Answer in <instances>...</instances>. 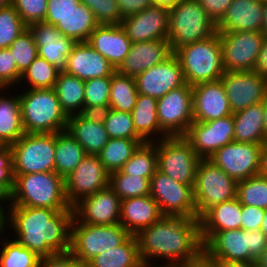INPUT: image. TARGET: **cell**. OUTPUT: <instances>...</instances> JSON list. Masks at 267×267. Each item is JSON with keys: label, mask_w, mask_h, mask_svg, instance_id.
<instances>
[{"label": "cell", "mask_w": 267, "mask_h": 267, "mask_svg": "<svg viewBox=\"0 0 267 267\" xmlns=\"http://www.w3.org/2000/svg\"><path fill=\"white\" fill-rule=\"evenodd\" d=\"M59 73L60 70L56 66L37 56L21 75V80L28 78L31 89H51L54 88Z\"/></svg>", "instance_id": "45"}, {"label": "cell", "mask_w": 267, "mask_h": 267, "mask_svg": "<svg viewBox=\"0 0 267 267\" xmlns=\"http://www.w3.org/2000/svg\"><path fill=\"white\" fill-rule=\"evenodd\" d=\"M86 267H145L139 252L135 235H131L123 244L112 247L93 257Z\"/></svg>", "instance_id": "32"}, {"label": "cell", "mask_w": 267, "mask_h": 267, "mask_svg": "<svg viewBox=\"0 0 267 267\" xmlns=\"http://www.w3.org/2000/svg\"><path fill=\"white\" fill-rule=\"evenodd\" d=\"M111 77L85 81L84 113L98 114L109 108Z\"/></svg>", "instance_id": "43"}, {"label": "cell", "mask_w": 267, "mask_h": 267, "mask_svg": "<svg viewBox=\"0 0 267 267\" xmlns=\"http://www.w3.org/2000/svg\"><path fill=\"white\" fill-rule=\"evenodd\" d=\"M261 144L233 141L207 159L236 182L261 174Z\"/></svg>", "instance_id": "15"}, {"label": "cell", "mask_w": 267, "mask_h": 267, "mask_svg": "<svg viewBox=\"0 0 267 267\" xmlns=\"http://www.w3.org/2000/svg\"><path fill=\"white\" fill-rule=\"evenodd\" d=\"M260 230L265 234V236L267 238V209L265 210L263 220H262V223L260 226Z\"/></svg>", "instance_id": "68"}, {"label": "cell", "mask_w": 267, "mask_h": 267, "mask_svg": "<svg viewBox=\"0 0 267 267\" xmlns=\"http://www.w3.org/2000/svg\"><path fill=\"white\" fill-rule=\"evenodd\" d=\"M253 267H266V266H262L260 265L256 260L253 262Z\"/></svg>", "instance_id": "71"}, {"label": "cell", "mask_w": 267, "mask_h": 267, "mask_svg": "<svg viewBox=\"0 0 267 267\" xmlns=\"http://www.w3.org/2000/svg\"><path fill=\"white\" fill-rule=\"evenodd\" d=\"M174 54L181 63L185 82L190 86L220 80L224 74L218 32L204 40L183 45Z\"/></svg>", "instance_id": "5"}, {"label": "cell", "mask_w": 267, "mask_h": 267, "mask_svg": "<svg viewBox=\"0 0 267 267\" xmlns=\"http://www.w3.org/2000/svg\"><path fill=\"white\" fill-rule=\"evenodd\" d=\"M0 167L13 168V152L10 145L0 144Z\"/></svg>", "instance_id": "59"}, {"label": "cell", "mask_w": 267, "mask_h": 267, "mask_svg": "<svg viewBox=\"0 0 267 267\" xmlns=\"http://www.w3.org/2000/svg\"><path fill=\"white\" fill-rule=\"evenodd\" d=\"M161 130L168 136H184L193 120L192 86L185 83L157 99Z\"/></svg>", "instance_id": "14"}, {"label": "cell", "mask_w": 267, "mask_h": 267, "mask_svg": "<svg viewBox=\"0 0 267 267\" xmlns=\"http://www.w3.org/2000/svg\"><path fill=\"white\" fill-rule=\"evenodd\" d=\"M0 253V267H39L41 258L16 240L4 242Z\"/></svg>", "instance_id": "46"}, {"label": "cell", "mask_w": 267, "mask_h": 267, "mask_svg": "<svg viewBox=\"0 0 267 267\" xmlns=\"http://www.w3.org/2000/svg\"><path fill=\"white\" fill-rule=\"evenodd\" d=\"M139 93L135 79L117 71L111 76L109 108L122 112H132Z\"/></svg>", "instance_id": "39"}, {"label": "cell", "mask_w": 267, "mask_h": 267, "mask_svg": "<svg viewBox=\"0 0 267 267\" xmlns=\"http://www.w3.org/2000/svg\"><path fill=\"white\" fill-rule=\"evenodd\" d=\"M168 32L167 41L174 53L183 45L212 36L217 29L198 0H181L169 9Z\"/></svg>", "instance_id": "6"}, {"label": "cell", "mask_w": 267, "mask_h": 267, "mask_svg": "<svg viewBox=\"0 0 267 267\" xmlns=\"http://www.w3.org/2000/svg\"><path fill=\"white\" fill-rule=\"evenodd\" d=\"M67 202L73 208L82 199L109 185V173L98 155L87 154L64 178Z\"/></svg>", "instance_id": "16"}, {"label": "cell", "mask_w": 267, "mask_h": 267, "mask_svg": "<svg viewBox=\"0 0 267 267\" xmlns=\"http://www.w3.org/2000/svg\"><path fill=\"white\" fill-rule=\"evenodd\" d=\"M233 115L208 122L194 121L183 136L201 159L234 141Z\"/></svg>", "instance_id": "17"}, {"label": "cell", "mask_w": 267, "mask_h": 267, "mask_svg": "<svg viewBox=\"0 0 267 267\" xmlns=\"http://www.w3.org/2000/svg\"><path fill=\"white\" fill-rule=\"evenodd\" d=\"M27 29L37 45L38 56L63 71L67 65V57L77 42L62 35L56 25L45 21L29 24Z\"/></svg>", "instance_id": "22"}, {"label": "cell", "mask_w": 267, "mask_h": 267, "mask_svg": "<svg viewBox=\"0 0 267 267\" xmlns=\"http://www.w3.org/2000/svg\"><path fill=\"white\" fill-rule=\"evenodd\" d=\"M66 130L81 144L86 154L97 155L110 139L99 114L70 115Z\"/></svg>", "instance_id": "28"}, {"label": "cell", "mask_w": 267, "mask_h": 267, "mask_svg": "<svg viewBox=\"0 0 267 267\" xmlns=\"http://www.w3.org/2000/svg\"><path fill=\"white\" fill-rule=\"evenodd\" d=\"M39 267H86L70 252L41 258Z\"/></svg>", "instance_id": "54"}, {"label": "cell", "mask_w": 267, "mask_h": 267, "mask_svg": "<svg viewBox=\"0 0 267 267\" xmlns=\"http://www.w3.org/2000/svg\"><path fill=\"white\" fill-rule=\"evenodd\" d=\"M145 142L134 152L132 157L121 167L126 175H136L151 179L157 171V142Z\"/></svg>", "instance_id": "40"}, {"label": "cell", "mask_w": 267, "mask_h": 267, "mask_svg": "<svg viewBox=\"0 0 267 267\" xmlns=\"http://www.w3.org/2000/svg\"><path fill=\"white\" fill-rule=\"evenodd\" d=\"M9 222L23 247L40 258L70 252L73 210L10 206Z\"/></svg>", "instance_id": "2"}, {"label": "cell", "mask_w": 267, "mask_h": 267, "mask_svg": "<svg viewBox=\"0 0 267 267\" xmlns=\"http://www.w3.org/2000/svg\"><path fill=\"white\" fill-rule=\"evenodd\" d=\"M263 17V0H232L216 29L217 32H263Z\"/></svg>", "instance_id": "27"}, {"label": "cell", "mask_w": 267, "mask_h": 267, "mask_svg": "<svg viewBox=\"0 0 267 267\" xmlns=\"http://www.w3.org/2000/svg\"><path fill=\"white\" fill-rule=\"evenodd\" d=\"M81 144L65 130L55 133L54 165L55 172L65 178L85 157Z\"/></svg>", "instance_id": "33"}, {"label": "cell", "mask_w": 267, "mask_h": 267, "mask_svg": "<svg viewBox=\"0 0 267 267\" xmlns=\"http://www.w3.org/2000/svg\"><path fill=\"white\" fill-rule=\"evenodd\" d=\"M242 204L237 198L209 208L200 218L203 245L217 232L240 229Z\"/></svg>", "instance_id": "30"}, {"label": "cell", "mask_w": 267, "mask_h": 267, "mask_svg": "<svg viewBox=\"0 0 267 267\" xmlns=\"http://www.w3.org/2000/svg\"><path fill=\"white\" fill-rule=\"evenodd\" d=\"M263 108H264V127H265V135L267 138V91L264 97V100L262 101Z\"/></svg>", "instance_id": "65"}, {"label": "cell", "mask_w": 267, "mask_h": 267, "mask_svg": "<svg viewBox=\"0 0 267 267\" xmlns=\"http://www.w3.org/2000/svg\"><path fill=\"white\" fill-rule=\"evenodd\" d=\"M117 70L129 53L131 40L120 24L98 25L86 41Z\"/></svg>", "instance_id": "26"}, {"label": "cell", "mask_w": 267, "mask_h": 267, "mask_svg": "<svg viewBox=\"0 0 267 267\" xmlns=\"http://www.w3.org/2000/svg\"><path fill=\"white\" fill-rule=\"evenodd\" d=\"M162 216L158 203L150 195L121 200L120 224L131 235L136 236Z\"/></svg>", "instance_id": "29"}, {"label": "cell", "mask_w": 267, "mask_h": 267, "mask_svg": "<svg viewBox=\"0 0 267 267\" xmlns=\"http://www.w3.org/2000/svg\"><path fill=\"white\" fill-rule=\"evenodd\" d=\"M10 4V0H0V9L7 7Z\"/></svg>", "instance_id": "70"}, {"label": "cell", "mask_w": 267, "mask_h": 267, "mask_svg": "<svg viewBox=\"0 0 267 267\" xmlns=\"http://www.w3.org/2000/svg\"><path fill=\"white\" fill-rule=\"evenodd\" d=\"M8 218H6V214H4V209L0 208V235L1 232H3V228H4V224L6 223L5 221H7Z\"/></svg>", "instance_id": "69"}, {"label": "cell", "mask_w": 267, "mask_h": 267, "mask_svg": "<svg viewBox=\"0 0 267 267\" xmlns=\"http://www.w3.org/2000/svg\"><path fill=\"white\" fill-rule=\"evenodd\" d=\"M80 3L92 10L99 25L121 24L124 19L117 0H80Z\"/></svg>", "instance_id": "49"}, {"label": "cell", "mask_w": 267, "mask_h": 267, "mask_svg": "<svg viewBox=\"0 0 267 267\" xmlns=\"http://www.w3.org/2000/svg\"><path fill=\"white\" fill-rule=\"evenodd\" d=\"M11 150L14 174L55 171V133H25Z\"/></svg>", "instance_id": "10"}, {"label": "cell", "mask_w": 267, "mask_h": 267, "mask_svg": "<svg viewBox=\"0 0 267 267\" xmlns=\"http://www.w3.org/2000/svg\"><path fill=\"white\" fill-rule=\"evenodd\" d=\"M131 116L136 133L145 142H152L147 137L155 132L160 134L162 132L163 138L168 137L159 126L156 98L139 94Z\"/></svg>", "instance_id": "37"}, {"label": "cell", "mask_w": 267, "mask_h": 267, "mask_svg": "<svg viewBox=\"0 0 267 267\" xmlns=\"http://www.w3.org/2000/svg\"><path fill=\"white\" fill-rule=\"evenodd\" d=\"M24 134L19 95L0 96V144L11 146Z\"/></svg>", "instance_id": "34"}, {"label": "cell", "mask_w": 267, "mask_h": 267, "mask_svg": "<svg viewBox=\"0 0 267 267\" xmlns=\"http://www.w3.org/2000/svg\"><path fill=\"white\" fill-rule=\"evenodd\" d=\"M80 0H48L45 22L56 25L62 18L72 13Z\"/></svg>", "instance_id": "52"}, {"label": "cell", "mask_w": 267, "mask_h": 267, "mask_svg": "<svg viewBox=\"0 0 267 267\" xmlns=\"http://www.w3.org/2000/svg\"><path fill=\"white\" fill-rule=\"evenodd\" d=\"M9 49L21 74L38 56L37 45L28 29L12 42Z\"/></svg>", "instance_id": "48"}, {"label": "cell", "mask_w": 267, "mask_h": 267, "mask_svg": "<svg viewBox=\"0 0 267 267\" xmlns=\"http://www.w3.org/2000/svg\"><path fill=\"white\" fill-rule=\"evenodd\" d=\"M58 100L65 113L70 116L84 113L85 81L74 75L60 71L54 86ZM83 106V107H82ZM75 111V112H74Z\"/></svg>", "instance_id": "36"}, {"label": "cell", "mask_w": 267, "mask_h": 267, "mask_svg": "<svg viewBox=\"0 0 267 267\" xmlns=\"http://www.w3.org/2000/svg\"><path fill=\"white\" fill-rule=\"evenodd\" d=\"M63 71L84 81L111 77L116 72L110 62L86 42L73 46Z\"/></svg>", "instance_id": "25"}, {"label": "cell", "mask_w": 267, "mask_h": 267, "mask_svg": "<svg viewBox=\"0 0 267 267\" xmlns=\"http://www.w3.org/2000/svg\"><path fill=\"white\" fill-rule=\"evenodd\" d=\"M193 120L208 122L233 115L221 80L192 86Z\"/></svg>", "instance_id": "23"}, {"label": "cell", "mask_w": 267, "mask_h": 267, "mask_svg": "<svg viewBox=\"0 0 267 267\" xmlns=\"http://www.w3.org/2000/svg\"><path fill=\"white\" fill-rule=\"evenodd\" d=\"M216 267H253V262L216 259Z\"/></svg>", "instance_id": "61"}, {"label": "cell", "mask_w": 267, "mask_h": 267, "mask_svg": "<svg viewBox=\"0 0 267 267\" xmlns=\"http://www.w3.org/2000/svg\"><path fill=\"white\" fill-rule=\"evenodd\" d=\"M169 9L152 5L143 11L127 16L120 24L132 43L167 40Z\"/></svg>", "instance_id": "21"}, {"label": "cell", "mask_w": 267, "mask_h": 267, "mask_svg": "<svg viewBox=\"0 0 267 267\" xmlns=\"http://www.w3.org/2000/svg\"><path fill=\"white\" fill-rule=\"evenodd\" d=\"M181 0H152L153 5L165 8L174 7Z\"/></svg>", "instance_id": "63"}, {"label": "cell", "mask_w": 267, "mask_h": 267, "mask_svg": "<svg viewBox=\"0 0 267 267\" xmlns=\"http://www.w3.org/2000/svg\"><path fill=\"white\" fill-rule=\"evenodd\" d=\"M256 261L262 265L267 267V247L265 250L261 253V255L256 259Z\"/></svg>", "instance_id": "67"}, {"label": "cell", "mask_w": 267, "mask_h": 267, "mask_svg": "<svg viewBox=\"0 0 267 267\" xmlns=\"http://www.w3.org/2000/svg\"><path fill=\"white\" fill-rule=\"evenodd\" d=\"M253 71L257 72L267 80V36H265L263 40Z\"/></svg>", "instance_id": "57"}, {"label": "cell", "mask_w": 267, "mask_h": 267, "mask_svg": "<svg viewBox=\"0 0 267 267\" xmlns=\"http://www.w3.org/2000/svg\"><path fill=\"white\" fill-rule=\"evenodd\" d=\"M265 210L256 206L242 205L240 229L259 230Z\"/></svg>", "instance_id": "53"}, {"label": "cell", "mask_w": 267, "mask_h": 267, "mask_svg": "<svg viewBox=\"0 0 267 267\" xmlns=\"http://www.w3.org/2000/svg\"><path fill=\"white\" fill-rule=\"evenodd\" d=\"M14 173L13 168L0 167V186H2L10 195L14 188Z\"/></svg>", "instance_id": "58"}, {"label": "cell", "mask_w": 267, "mask_h": 267, "mask_svg": "<svg viewBox=\"0 0 267 267\" xmlns=\"http://www.w3.org/2000/svg\"><path fill=\"white\" fill-rule=\"evenodd\" d=\"M261 174L267 176V139L261 144Z\"/></svg>", "instance_id": "62"}, {"label": "cell", "mask_w": 267, "mask_h": 267, "mask_svg": "<svg viewBox=\"0 0 267 267\" xmlns=\"http://www.w3.org/2000/svg\"><path fill=\"white\" fill-rule=\"evenodd\" d=\"M234 141L262 143L266 138L263 103L233 113Z\"/></svg>", "instance_id": "31"}, {"label": "cell", "mask_w": 267, "mask_h": 267, "mask_svg": "<svg viewBox=\"0 0 267 267\" xmlns=\"http://www.w3.org/2000/svg\"><path fill=\"white\" fill-rule=\"evenodd\" d=\"M74 216L81 222L93 225L120 223L121 199L108 185L82 199L73 207Z\"/></svg>", "instance_id": "20"}, {"label": "cell", "mask_w": 267, "mask_h": 267, "mask_svg": "<svg viewBox=\"0 0 267 267\" xmlns=\"http://www.w3.org/2000/svg\"><path fill=\"white\" fill-rule=\"evenodd\" d=\"M179 267H216V259H210L204 252L195 260H191Z\"/></svg>", "instance_id": "60"}, {"label": "cell", "mask_w": 267, "mask_h": 267, "mask_svg": "<svg viewBox=\"0 0 267 267\" xmlns=\"http://www.w3.org/2000/svg\"><path fill=\"white\" fill-rule=\"evenodd\" d=\"M19 98L25 133H58L66 130L69 116L62 109L54 88L30 87Z\"/></svg>", "instance_id": "4"}, {"label": "cell", "mask_w": 267, "mask_h": 267, "mask_svg": "<svg viewBox=\"0 0 267 267\" xmlns=\"http://www.w3.org/2000/svg\"><path fill=\"white\" fill-rule=\"evenodd\" d=\"M236 198L242 205L267 209V176L258 174L237 182Z\"/></svg>", "instance_id": "42"}, {"label": "cell", "mask_w": 267, "mask_h": 267, "mask_svg": "<svg viewBox=\"0 0 267 267\" xmlns=\"http://www.w3.org/2000/svg\"><path fill=\"white\" fill-rule=\"evenodd\" d=\"M48 0H10L23 22L28 26L45 20Z\"/></svg>", "instance_id": "50"}, {"label": "cell", "mask_w": 267, "mask_h": 267, "mask_svg": "<svg viewBox=\"0 0 267 267\" xmlns=\"http://www.w3.org/2000/svg\"><path fill=\"white\" fill-rule=\"evenodd\" d=\"M263 33L267 36V0H263Z\"/></svg>", "instance_id": "64"}, {"label": "cell", "mask_w": 267, "mask_h": 267, "mask_svg": "<svg viewBox=\"0 0 267 267\" xmlns=\"http://www.w3.org/2000/svg\"><path fill=\"white\" fill-rule=\"evenodd\" d=\"M3 200H8L11 203V195L2 186H0V201L4 202ZM0 208H3L1 207V203Z\"/></svg>", "instance_id": "66"}, {"label": "cell", "mask_w": 267, "mask_h": 267, "mask_svg": "<svg viewBox=\"0 0 267 267\" xmlns=\"http://www.w3.org/2000/svg\"><path fill=\"white\" fill-rule=\"evenodd\" d=\"M26 30L27 25L11 4L0 9V49L9 48Z\"/></svg>", "instance_id": "47"}, {"label": "cell", "mask_w": 267, "mask_h": 267, "mask_svg": "<svg viewBox=\"0 0 267 267\" xmlns=\"http://www.w3.org/2000/svg\"><path fill=\"white\" fill-rule=\"evenodd\" d=\"M21 73L18 71L11 50L9 48L0 49V88L11 86L20 82Z\"/></svg>", "instance_id": "51"}, {"label": "cell", "mask_w": 267, "mask_h": 267, "mask_svg": "<svg viewBox=\"0 0 267 267\" xmlns=\"http://www.w3.org/2000/svg\"><path fill=\"white\" fill-rule=\"evenodd\" d=\"M200 160L183 136L161 137L157 143V170L176 182L194 185Z\"/></svg>", "instance_id": "11"}, {"label": "cell", "mask_w": 267, "mask_h": 267, "mask_svg": "<svg viewBox=\"0 0 267 267\" xmlns=\"http://www.w3.org/2000/svg\"><path fill=\"white\" fill-rule=\"evenodd\" d=\"M136 238L145 267H151L148 261L152 257L169 259L163 267H179L203 253L198 218L162 216L142 229Z\"/></svg>", "instance_id": "1"}, {"label": "cell", "mask_w": 267, "mask_h": 267, "mask_svg": "<svg viewBox=\"0 0 267 267\" xmlns=\"http://www.w3.org/2000/svg\"><path fill=\"white\" fill-rule=\"evenodd\" d=\"M172 54L167 40L132 43L129 53L116 71L135 78L152 66L163 63Z\"/></svg>", "instance_id": "24"}, {"label": "cell", "mask_w": 267, "mask_h": 267, "mask_svg": "<svg viewBox=\"0 0 267 267\" xmlns=\"http://www.w3.org/2000/svg\"><path fill=\"white\" fill-rule=\"evenodd\" d=\"M98 114L102 118L109 138L142 139L134 129L130 112L108 108Z\"/></svg>", "instance_id": "44"}, {"label": "cell", "mask_w": 267, "mask_h": 267, "mask_svg": "<svg viewBox=\"0 0 267 267\" xmlns=\"http://www.w3.org/2000/svg\"><path fill=\"white\" fill-rule=\"evenodd\" d=\"M109 186L121 200L150 195V179L126 175L120 170L109 174Z\"/></svg>", "instance_id": "41"}, {"label": "cell", "mask_w": 267, "mask_h": 267, "mask_svg": "<svg viewBox=\"0 0 267 267\" xmlns=\"http://www.w3.org/2000/svg\"><path fill=\"white\" fill-rule=\"evenodd\" d=\"M123 18L139 13L153 5L152 0H117Z\"/></svg>", "instance_id": "56"}, {"label": "cell", "mask_w": 267, "mask_h": 267, "mask_svg": "<svg viewBox=\"0 0 267 267\" xmlns=\"http://www.w3.org/2000/svg\"><path fill=\"white\" fill-rule=\"evenodd\" d=\"M209 17L217 24L224 16L232 0H198Z\"/></svg>", "instance_id": "55"}, {"label": "cell", "mask_w": 267, "mask_h": 267, "mask_svg": "<svg viewBox=\"0 0 267 267\" xmlns=\"http://www.w3.org/2000/svg\"><path fill=\"white\" fill-rule=\"evenodd\" d=\"M134 79L139 94L156 99L186 83L181 63L174 53L163 63L152 66Z\"/></svg>", "instance_id": "19"}, {"label": "cell", "mask_w": 267, "mask_h": 267, "mask_svg": "<svg viewBox=\"0 0 267 267\" xmlns=\"http://www.w3.org/2000/svg\"><path fill=\"white\" fill-rule=\"evenodd\" d=\"M130 236L120 223L86 224L74 216L71 223L70 253L86 265L93 257L123 244Z\"/></svg>", "instance_id": "7"}, {"label": "cell", "mask_w": 267, "mask_h": 267, "mask_svg": "<svg viewBox=\"0 0 267 267\" xmlns=\"http://www.w3.org/2000/svg\"><path fill=\"white\" fill-rule=\"evenodd\" d=\"M98 25L92 10L79 3L72 13L56 24V28L75 42H86Z\"/></svg>", "instance_id": "35"}, {"label": "cell", "mask_w": 267, "mask_h": 267, "mask_svg": "<svg viewBox=\"0 0 267 267\" xmlns=\"http://www.w3.org/2000/svg\"><path fill=\"white\" fill-rule=\"evenodd\" d=\"M233 113L261 103L267 80L255 71H228L220 78Z\"/></svg>", "instance_id": "18"}, {"label": "cell", "mask_w": 267, "mask_h": 267, "mask_svg": "<svg viewBox=\"0 0 267 267\" xmlns=\"http://www.w3.org/2000/svg\"><path fill=\"white\" fill-rule=\"evenodd\" d=\"M10 206L73 210L65 195L64 178L53 172L14 174Z\"/></svg>", "instance_id": "3"}, {"label": "cell", "mask_w": 267, "mask_h": 267, "mask_svg": "<svg viewBox=\"0 0 267 267\" xmlns=\"http://www.w3.org/2000/svg\"><path fill=\"white\" fill-rule=\"evenodd\" d=\"M143 143H145L143 139L110 138L97 155L110 174L119 171Z\"/></svg>", "instance_id": "38"}, {"label": "cell", "mask_w": 267, "mask_h": 267, "mask_svg": "<svg viewBox=\"0 0 267 267\" xmlns=\"http://www.w3.org/2000/svg\"><path fill=\"white\" fill-rule=\"evenodd\" d=\"M237 182L208 159L197 165L193 186L196 215L199 219L209 208L236 198Z\"/></svg>", "instance_id": "9"}, {"label": "cell", "mask_w": 267, "mask_h": 267, "mask_svg": "<svg viewBox=\"0 0 267 267\" xmlns=\"http://www.w3.org/2000/svg\"><path fill=\"white\" fill-rule=\"evenodd\" d=\"M193 186L176 182L157 170L150 179V196L163 216L197 218Z\"/></svg>", "instance_id": "12"}, {"label": "cell", "mask_w": 267, "mask_h": 267, "mask_svg": "<svg viewBox=\"0 0 267 267\" xmlns=\"http://www.w3.org/2000/svg\"><path fill=\"white\" fill-rule=\"evenodd\" d=\"M267 247V238L259 230L217 231L204 245L210 259L254 262Z\"/></svg>", "instance_id": "8"}, {"label": "cell", "mask_w": 267, "mask_h": 267, "mask_svg": "<svg viewBox=\"0 0 267 267\" xmlns=\"http://www.w3.org/2000/svg\"><path fill=\"white\" fill-rule=\"evenodd\" d=\"M224 72L253 71L265 34L259 31L218 32Z\"/></svg>", "instance_id": "13"}]
</instances>
